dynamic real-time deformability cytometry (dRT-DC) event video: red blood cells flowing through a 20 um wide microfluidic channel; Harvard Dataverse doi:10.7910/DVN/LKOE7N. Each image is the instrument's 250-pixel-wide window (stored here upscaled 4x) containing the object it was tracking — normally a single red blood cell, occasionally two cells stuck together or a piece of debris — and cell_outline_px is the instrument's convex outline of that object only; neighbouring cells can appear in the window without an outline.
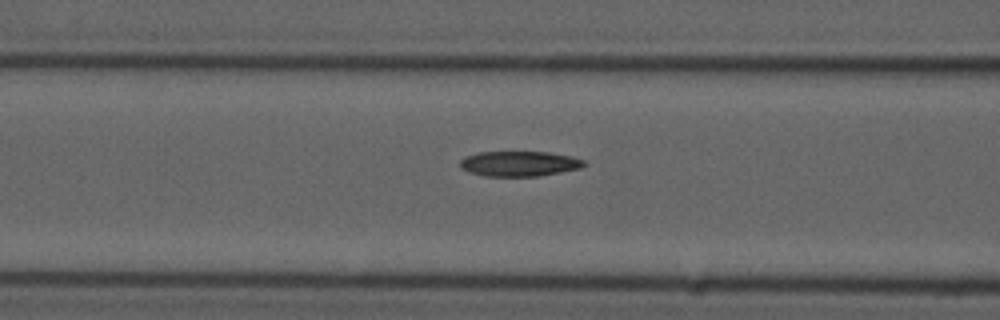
{"species": "common noctule bat (a hibernating species)", "species_latin": "Nyctalus noctula", "temperature_condition": "cold", "stored_images_in_passage": 10, "segment_of_instrument_passage": [1, 2], "camera_frame_rate_fps": 3000, "um_per_image_px": 0.085, "animal": {"sex": "male", "forearm_length_mm": 52.5}, "frame": {"image": 1, "passage_image": 8, "time_ms": 8.667, "image_size_px": [1000, 320], "cell_outline_px": [[588, 164], [580, 168], [540, 176], [484, 176], [468, 172], [460, 168], [460, 160], [464, 156], [480, 152], [548, 152], [572, 156], [584, 160]], "centroid_in_image_um": [44.13, 13.91], "position_along_channel_um": 122.5, "area_um2": 18.32}}
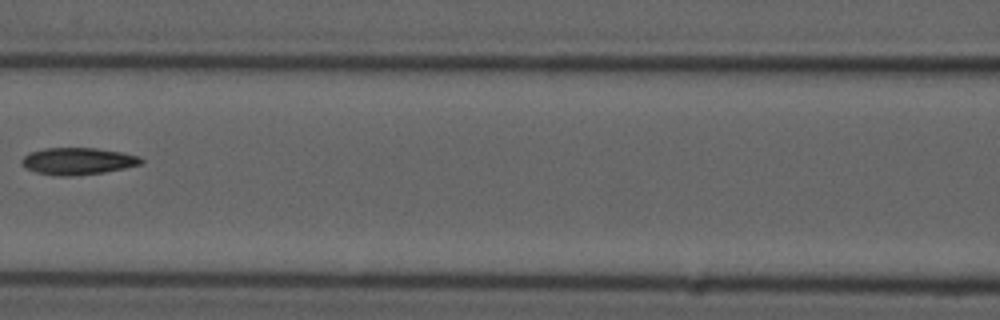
{"frame": {"image": 2, "passage_image": 9, "time_ms": 9.667, "image_size_px": [1000, 320], "cell_outline_px": [[144, 160], [140, 164], [124, 168], [104, 172], [76, 176], [60, 176], [36, 172], [24, 168], [20, 164], [20, 160], [28, 152], [44, 148], [96, 148], [120, 152], [140, 156]], "centroid_in_image_um": [6.56, 13.7], "position_along_channel_um": 160.0, "area_um2": 18.9}}